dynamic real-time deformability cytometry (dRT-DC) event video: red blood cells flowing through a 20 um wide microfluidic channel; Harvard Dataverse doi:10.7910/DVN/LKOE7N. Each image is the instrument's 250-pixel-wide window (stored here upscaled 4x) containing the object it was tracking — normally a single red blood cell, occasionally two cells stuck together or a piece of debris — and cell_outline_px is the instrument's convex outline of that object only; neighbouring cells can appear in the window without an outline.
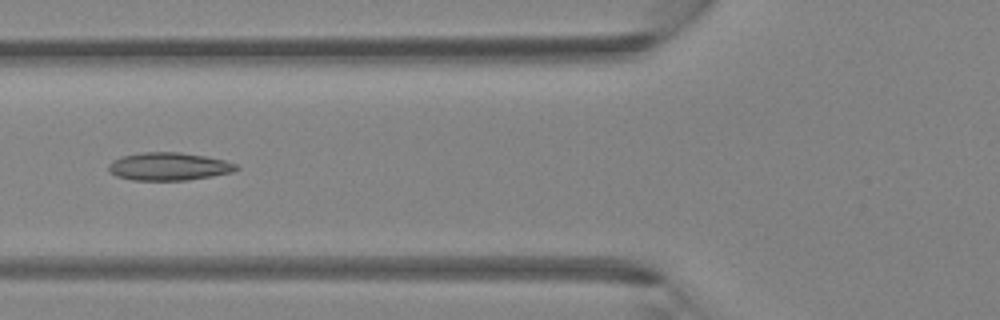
{"species": "Egyptian fruit bat (a non-hibernating species)", "species_latin": "Rousettus aegyptiacus", "temperature_condition": "room temperature", "stored_images_in_passage": 5, "camera_frame_rate_fps": 3000, "um_per_image_px": 0.085, "animal": {"sex": "female"}, "frame": {"image": 1, "passage_image": 5, "time_ms": 1.333, "image_size_px": [1000, 320], "cell_outline_px": [[240, 168], [232, 172], [212, 176], [188, 180], [132, 180], [116, 176], [108, 168], [108, 164], [112, 160], [120, 156], [144, 152], [180, 152], [204, 156], [224, 160], [236, 164]], "centroid_in_image_um": [14.33, 14.15], "position_along_channel_um": 111.5, "area_um2": 20.75}}